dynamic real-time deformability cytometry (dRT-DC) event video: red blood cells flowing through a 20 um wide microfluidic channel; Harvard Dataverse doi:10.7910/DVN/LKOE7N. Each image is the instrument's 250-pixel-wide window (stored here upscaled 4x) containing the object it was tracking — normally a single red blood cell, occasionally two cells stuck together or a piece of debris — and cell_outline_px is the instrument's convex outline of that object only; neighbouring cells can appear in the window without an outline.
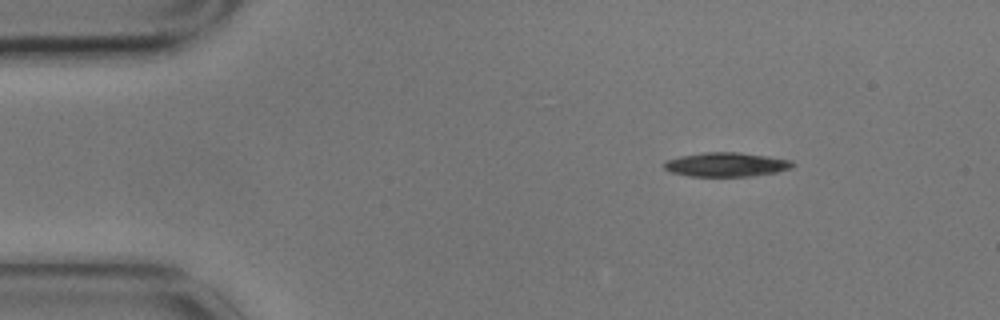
{"species": "common noctule bat (a hibernating species)", "species_latin": "Nyctalus noctula", "temperature_condition": "cold", "stored_images_in_passage": 3, "camera_frame_rate_fps": 3000, "um_per_image_px": 0.085, "animal": {"sex": "male", "body_mass_g": 17.9}, "frame": {"image": 1, "passage_image": 1, "time_ms": 0.0, "image_size_px": [1000, 320], "cell_outline_px": [[796, 164], [792, 168], [776, 172], [752, 176], [688, 176], [668, 172], [664, 168], [664, 160], [680, 156], [704, 152], [740, 152], [768, 156], [792, 160]], "centroid_in_image_um": [61.72, 13.98], "position_along_channel_um": 23.3, "area_um2": 18.32}}